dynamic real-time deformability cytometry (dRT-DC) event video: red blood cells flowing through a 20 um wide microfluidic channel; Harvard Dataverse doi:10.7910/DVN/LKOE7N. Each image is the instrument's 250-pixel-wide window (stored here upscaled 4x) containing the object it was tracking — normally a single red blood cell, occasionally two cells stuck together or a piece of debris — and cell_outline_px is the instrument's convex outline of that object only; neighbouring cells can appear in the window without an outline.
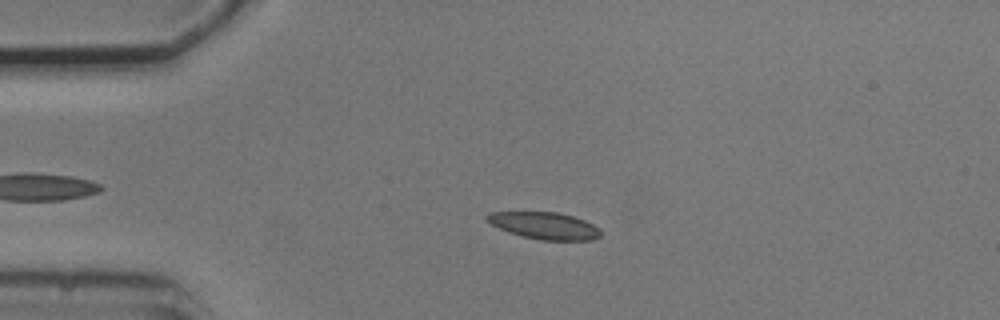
{"species": "common noctule bat (a hibernating species)", "species_latin": "Nyctalus noctula", "temperature_condition": "cold", "stored_images_in_passage": 55, "camera_frame_rate_fps": 3000, "um_per_image_px": 0.085, "animal": {"sex": "male", "body_mass_g": 20.5, "forearm_length_mm": 52.5}, "frame": {"image": 1, "passage_image": 13, "time_ms": 4.0, "image_size_px": [1000, 320], "cell_outline_px": [[600, 236], [592, 240], [540, 240], [508, 232], [484, 220], [484, 216], [488, 212], [560, 212], [584, 220], [600, 228]], "centroid_in_image_um": [46.26, 19.17], "position_along_channel_um": 38.7, "area_um2": 17.86}}
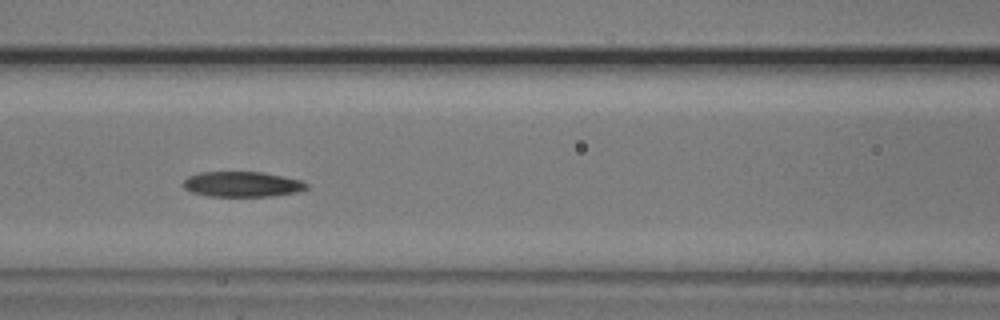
{"frame": {"image": 2, "passage_image": 24, "time_ms": 7.667, "image_size_px": [1000, 320], "cell_outline_px": [[308, 188], [296, 192], [272, 196], [208, 196], [192, 192], [184, 188], [184, 180], [188, 176], [200, 172], [264, 172], [304, 180], [308, 184]], "centroid_in_image_um": [20.62, 15.65], "position_along_channel_um": 146.0, "area_um2": 18.26}}
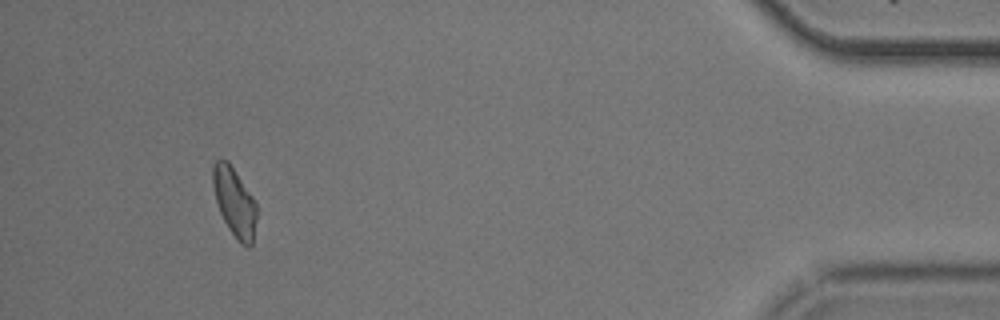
{"frame": {"image": 3, "passage_image": 51, "time_ms": 16.667, "image_size_px": [1000, 320], "cell_outline_px": [[256, 220], [252, 244], [248, 248], [240, 244], [236, 240], [228, 228], [220, 212], [216, 200], [212, 184], [212, 168], [216, 160], [220, 156], [228, 160], [252, 196], [256, 204]], "centroid_in_image_um": [19.91, 17.16], "position_along_channel_um": 415.3, "area_um2": 17.69}, "authors_computed_cell_mechanics": {"area_um2": 18.7272, "velocity_mm_per_s": 3.728, "shape_relaxation_time_tau1_ms": 3.883, "shape_relaxation_time_tau2_ms": null, "deformation_change_tau1": 0.0652, "deformation_change_tau2": null}}